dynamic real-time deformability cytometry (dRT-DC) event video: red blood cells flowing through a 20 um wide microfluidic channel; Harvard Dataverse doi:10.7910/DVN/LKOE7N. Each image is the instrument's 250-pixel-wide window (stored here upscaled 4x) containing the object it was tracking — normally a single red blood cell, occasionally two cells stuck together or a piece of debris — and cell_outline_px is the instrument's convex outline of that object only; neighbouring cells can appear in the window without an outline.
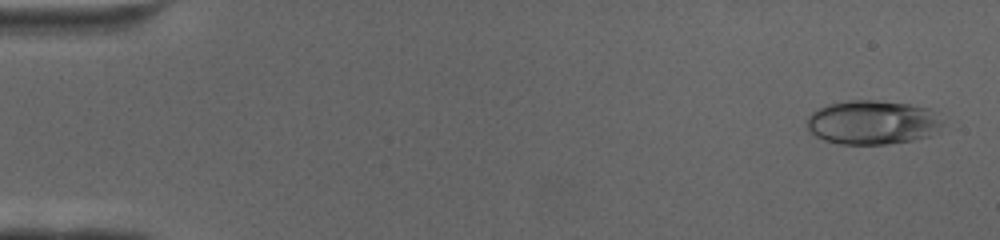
{"species": "human", "species_latin": "Homo sapiens", "temperature_condition": "cold", "stored_images_in_passage": 67, "camera_frame_rate_fps": 3000, "um_per_image_px": 0.085, "donor": {"sex": "female"}, "frame": {"image": 1, "passage_image": 3, "time_ms": 0.667, "image_size_px": [1000, 240], "cell_outline_px": [[940, 132], [928, 136], [912, 140], [888, 144], [840, 144], [824, 140], [816, 136], [808, 128], [808, 116], [812, 112], [828, 104], [848, 100], [872, 100], [908, 104], [928, 108], [940, 120]], "centroid_in_image_um": [74.15, 10.41], "position_along_channel_um": 10.9, "area_um2": 34.56}}
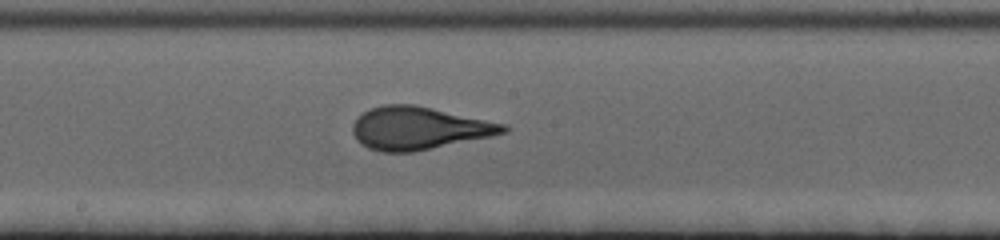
{"frame": {"image": 2, "passage_image": 37, "time_ms": 12.0, "image_size_px": [1000, 240], "cell_outline_px": [[508, 132], [492, 136], [412, 152], [380, 152], [368, 148], [360, 144], [356, 140], [352, 132], [352, 124], [364, 112], [372, 108], [384, 104], [416, 104], [508, 124]], "centroid_in_image_um": [35.61, 10.89], "position_along_channel_um": 212.6, "area_um2": 37.74}}
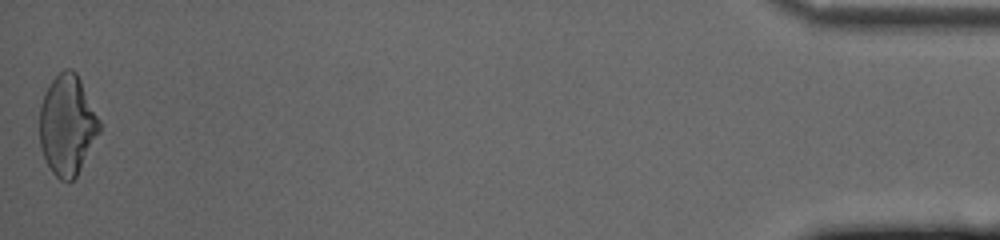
{"frame": {"image": 3, "passage_image": 67, "time_ms": 22.0, "image_size_px": [1000, 240], "cell_outline_px": [[100, 132], [76, 176], [72, 180], [60, 180], [52, 172], [40, 148], [40, 104], [44, 92], [52, 80], [64, 68], [72, 68], [76, 72], [100, 120]], "centroid_in_image_um": [5.71, 10.61], "position_along_channel_um": 429.5, "area_um2": 34.68}}